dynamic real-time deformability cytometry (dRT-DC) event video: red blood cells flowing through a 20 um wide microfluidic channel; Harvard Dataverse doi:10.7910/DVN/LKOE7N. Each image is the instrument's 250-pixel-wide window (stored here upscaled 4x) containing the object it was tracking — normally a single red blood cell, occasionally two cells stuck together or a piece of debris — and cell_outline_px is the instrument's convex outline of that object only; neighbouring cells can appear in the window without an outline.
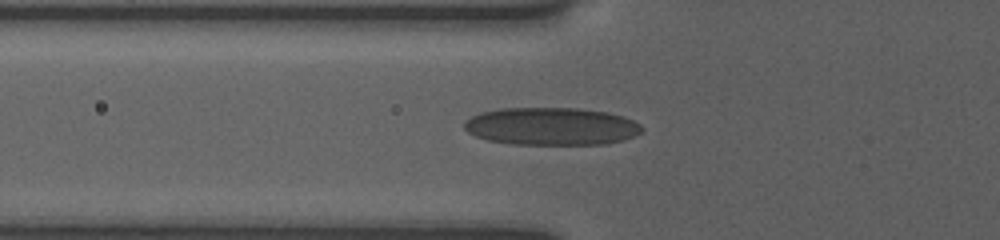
{"species": "human", "species_latin": "Homo sapiens", "temperature_condition": "room temperature", "stored_images_in_passage": 35, "camera_frame_rate_fps": 3000, "um_per_image_px": 0.085, "donor": {"sex": "female"}, "frame": {"image": 1, "passage_image": 3, "time_ms": 0.333, "image_size_px": [1000, 240], "cell_outline_px": [[644, 128], [640, 132], [632, 136], [620, 140], [604, 144], [512, 144], [488, 140], [476, 136], [468, 132], [464, 128], [464, 124], [472, 116], [484, 112], [500, 108], [576, 108], [604, 112], [620, 116], [632, 120], [640, 124]], "centroid_in_image_um": [46.84, 10.74], "position_along_channel_um": 79.0, "area_um2": 38.49}}
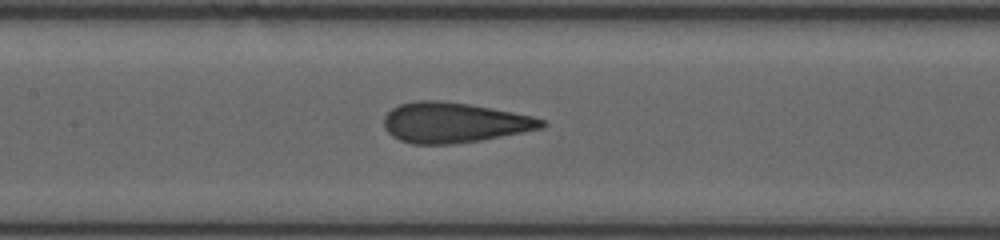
{"frame": {"image": 2, "passage_image": 12, "time_ms": 2.667, "image_size_px": [1000, 240], "cell_outline_px": [[544, 124], [540, 128], [480, 140], [452, 144], [412, 144], [400, 140], [392, 136], [384, 128], [384, 116], [392, 108], [400, 104], [416, 100], [436, 100], [468, 104], [532, 116], [544, 120]], "centroid_in_image_um": [38.51, 10.42], "position_along_channel_um": 168.9, "area_um2": 36.47}}
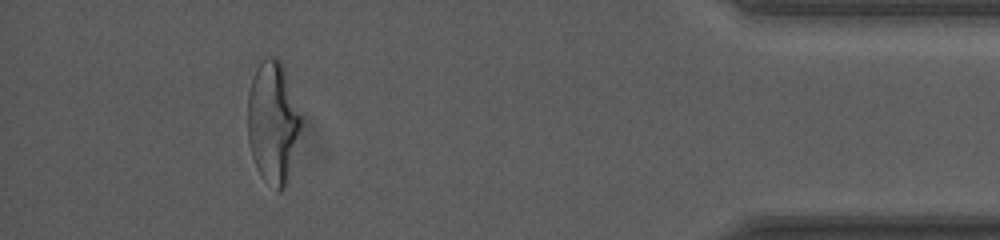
{"frame": {"image": 3, "passage_image": 32, "time_ms": 10.333, "image_size_px": [1000, 240], "cell_outline_px": [[300, 124], [288, 180], [284, 188], [280, 192], [276, 192], [260, 176], [256, 168], [252, 156], [248, 140], [248, 92], [256, 68], [264, 56], [272, 56], [280, 60], [284, 68], [300, 116]], "centroid_in_image_um": [23.15, 10.42], "position_along_channel_um": 412.0, "area_um2": 37.45}, "authors_computed_cell_mechanics": {"area_um2": 36.8186, "velocity_mm_per_s": 3.8087, "shape_relaxation_time_tau1_ms": null, "shape_relaxation_time_tau2_ms": 0.7329, "deformation_change_tau1": null, "deformation_change_tau2": 0.0993}}